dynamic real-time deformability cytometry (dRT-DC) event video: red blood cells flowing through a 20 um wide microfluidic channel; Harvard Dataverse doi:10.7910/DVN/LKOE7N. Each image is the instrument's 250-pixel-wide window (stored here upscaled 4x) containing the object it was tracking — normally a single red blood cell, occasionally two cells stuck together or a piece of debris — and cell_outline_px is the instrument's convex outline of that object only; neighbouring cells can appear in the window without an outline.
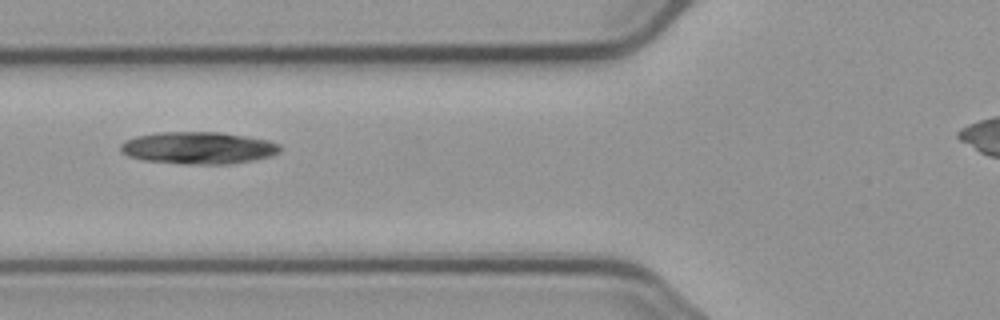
{"species": "common noctule bat (a hibernating species)", "species_latin": "Nyctalus noctula", "temperature_condition": "cold", "stored_images_in_passage": 5, "camera_frame_rate_fps": 3000, "um_per_image_px": 0.085, "animal": {"sex": "male", "body_mass_g": 23.1, "forearm_length_mm": 52.7}, "frame": {"image": 1, "passage_image": 3, "time_ms": 2.333, "image_size_px": [1000, 320], "cell_outline_px": [[284, 148], [280, 152], [272, 156], [252, 160], [228, 164], [184, 164], [144, 160], [128, 156], [120, 152], [120, 144], [124, 140], [136, 136], [160, 132], [220, 132], [268, 140], [280, 144]], "centroid_in_image_um": [16.86, 12.57], "position_along_channel_um": 108.9, "area_um2": 30.06}}
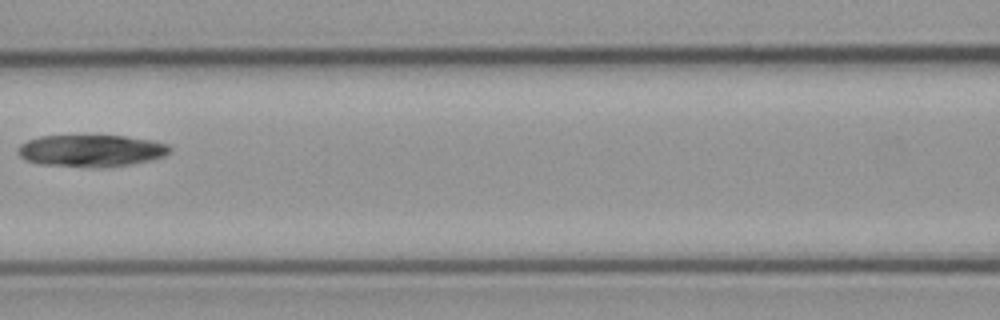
{"frame": {"image": 2, "passage_image": 4, "time_ms": 3.667, "image_size_px": [1000, 320], "cell_outline_px": [[172, 148], [164, 156], [148, 160], [128, 164], [104, 168], [92, 168], [40, 164], [28, 160], [20, 156], [16, 152], [16, 148], [20, 144], [28, 140], [40, 136], [124, 136], [152, 140], [168, 144]], "centroid_in_image_um": [7.72, 12.81], "position_along_channel_um": 158.9, "area_um2": 28.32}}
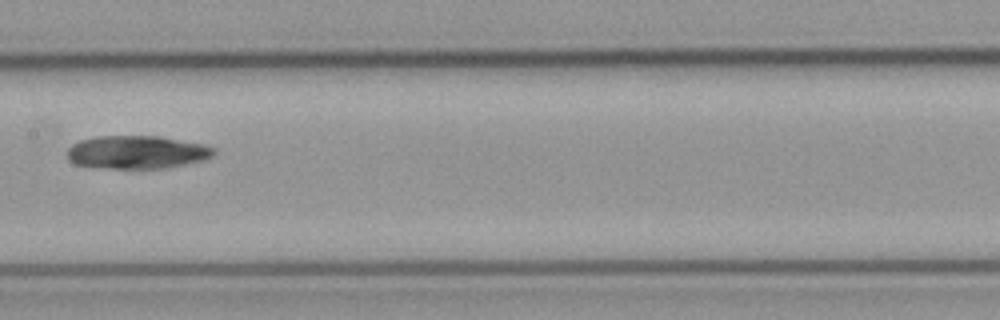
{"frame": {"image": 3, "passage_image": 5, "time_ms": 4.667, "image_size_px": [1000, 320], "cell_outline_px": [[216, 152], [212, 156], [204, 160], [164, 168], [108, 168], [76, 164], [68, 160], [68, 148], [72, 144], [80, 140], [96, 136], [160, 136], [204, 144], [216, 148]], "centroid_in_image_um": [11.66, 12.92], "position_along_channel_um": 195.7, "area_um2": 28.26}}